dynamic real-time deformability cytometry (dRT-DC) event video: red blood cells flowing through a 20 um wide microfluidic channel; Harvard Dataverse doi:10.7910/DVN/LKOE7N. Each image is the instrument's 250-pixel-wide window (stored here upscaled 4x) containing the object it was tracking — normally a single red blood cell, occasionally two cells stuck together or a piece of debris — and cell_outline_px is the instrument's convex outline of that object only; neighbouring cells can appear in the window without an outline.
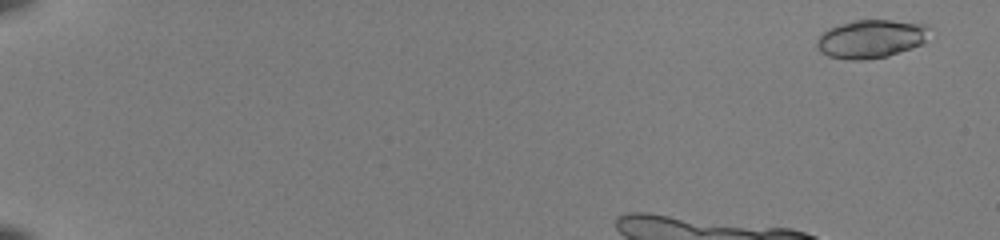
{"species": "common noctule bat (a hibernating species)", "species_latin": "Nyctalus noctula", "temperature_condition": "room temperature", "stored_images_in_passage": 13, "camera_frame_rate_fps": 3000, "um_per_image_px": 0.085, "animal": {"sex": "female", "body_mass_g": 22.0, "forearm_length_mm": 56.7}, "frame": {"image": 1, "passage_image": 3, "time_ms": 0.667, "image_size_px": [1000, 240], "cell_outline_px": [[932, 24], [924, 40], [920, 44], [912, 48], [888, 56], [864, 60], [852, 60], [828, 56], [820, 52], [816, 48], [816, 40], [828, 28], [852, 20], [892, 20]], "centroid_in_image_um": [74.03, 3.29], "position_along_channel_um": 11.0, "area_um2": 25.37}}